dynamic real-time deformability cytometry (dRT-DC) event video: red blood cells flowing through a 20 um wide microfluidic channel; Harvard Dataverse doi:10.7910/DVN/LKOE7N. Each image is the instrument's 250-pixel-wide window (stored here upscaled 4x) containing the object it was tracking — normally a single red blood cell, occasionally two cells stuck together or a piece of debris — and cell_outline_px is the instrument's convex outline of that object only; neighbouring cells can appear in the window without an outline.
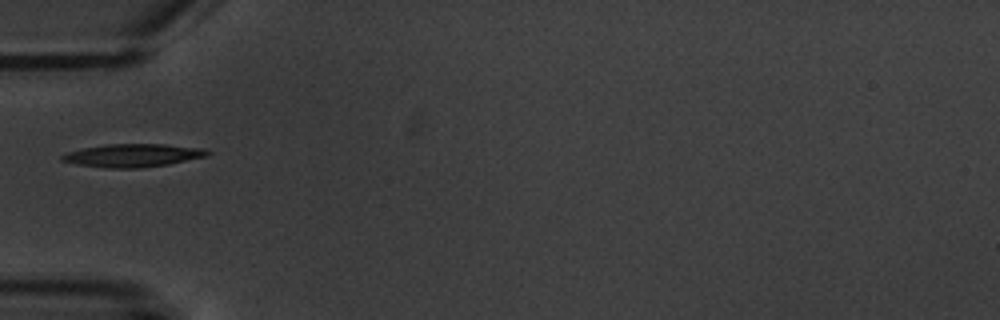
{"species": "common noctule bat (a hibernating species)", "species_latin": "Nyctalus noctula", "temperature_condition": "warm", "stored_images_in_passage": 1, "camera_frame_rate_fps": 3000, "um_per_image_px": 0.085, "animal": {"sex": "male", "body_mass_g": 20.1, "forearm_length_mm": 53.5}, "frame": {"image": 1, "passage_image": 1, "time_ms": 0.0, "image_size_px": [1000, 320], "cell_outline_px": [[212, 152], [208, 156], [168, 164], [140, 168], [104, 168], [76, 164], [60, 160], [60, 156], [68, 152], [84, 148], [104, 144], [164, 144], [204, 148]], "centroid_in_image_um": [11.31, 13.21], "position_along_channel_um": 73.7, "area_um2": 19.65}}